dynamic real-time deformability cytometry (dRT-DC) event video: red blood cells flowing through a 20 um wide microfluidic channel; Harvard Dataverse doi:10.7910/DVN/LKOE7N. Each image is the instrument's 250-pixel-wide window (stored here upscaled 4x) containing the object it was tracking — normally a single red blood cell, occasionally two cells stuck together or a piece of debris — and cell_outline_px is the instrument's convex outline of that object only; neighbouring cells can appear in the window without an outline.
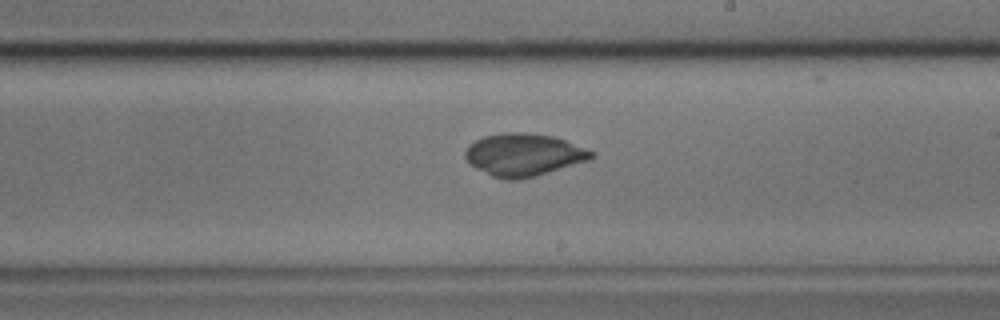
{"species": "common noctule bat (a hibernating species)", "species_latin": "Nyctalus noctula", "temperature_condition": "cold", "stored_images_in_passage": 42, "camera_frame_rate_fps": 3000, "um_per_image_px": 0.085, "animal": {"sex": "male", "body_mass_g": 17.9}, "frame": {"image": 1, "passage_image": 17, "time_ms": 5.333, "image_size_px": [1000, 320], "cell_outline_px": [[596, 156], [588, 160], [536, 176], [520, 180], [508, 180], [492, 176], [476, 168], [464, 156], [464, 152], [468, 144], [484, 136], [504, 132], [524, 132], [552, 136], [564, 140], [596, 152]], "centroid_in_image_um": [44.5, 13.15], "position_along_channel_um": 244.5, "area_um2": 31.21}}
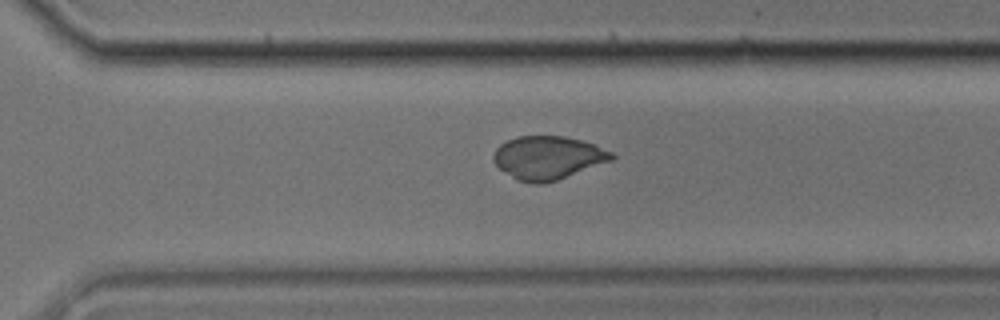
{"frame": {"image": 2, "passage_image": 24, "time_ms": 7.667, "image_size_px": [1000, 320], "cell_outline_px": [[616, 156], [612, 160], [556, 180], [544, 184], [532, 184], [516, 180], [500, 168], [492, 160], [492, 156], [496, 148], [500, 144], [516, 136], [564, 136], [596, 144], [612, 152]], "centroid_in_image_um": [46.56, 13.4], "position_along_channel_um": 324.0, "area_um2": 29.82}}
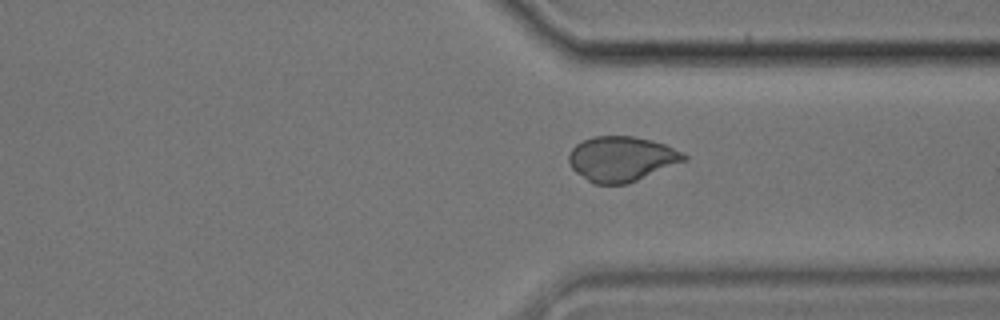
{"frame": {"image": 3, "passage_image": 27, "time_ms": 8.667, "image_size_px": [1000, 320], "cell_outline_px": [[688, 160], [628, 184], [592, 184], [576, 172], [572, 168], [568, 160], [568, 156], [572, 148], [576, 144], [592, 136], [632, 136], [652, 140], [664, 144], [684, 152], [688, 156]], "centroid_in_image_um": [52.85, 13.51], "position_along_channel_um": 358.5, "area_um2": 30.46}}